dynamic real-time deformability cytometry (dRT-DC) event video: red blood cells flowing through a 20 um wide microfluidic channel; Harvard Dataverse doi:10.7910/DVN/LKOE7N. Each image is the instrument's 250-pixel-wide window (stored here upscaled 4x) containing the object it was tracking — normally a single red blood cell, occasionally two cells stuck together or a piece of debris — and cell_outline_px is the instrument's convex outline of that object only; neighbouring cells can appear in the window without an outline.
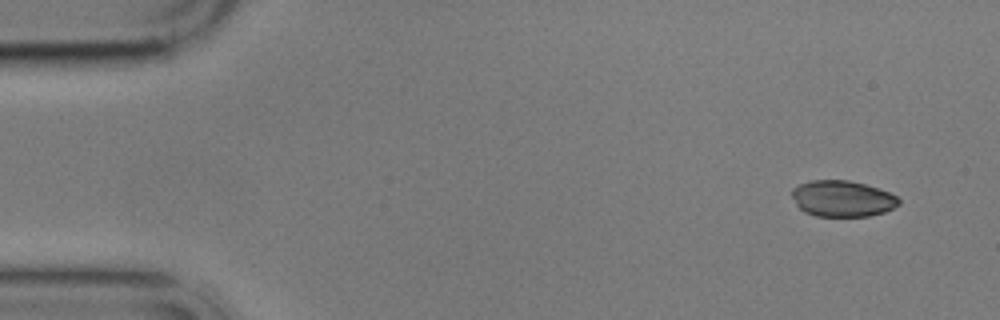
{"species": "common noctule bat (a hibernating species)", "species_latin": "Nyctalus noctula", "temperature_condition": "cold", "stored_images_in_passage": 7, "camera_frame_rate_fps": 3000, "um_per_image_px": 0.085, "animal": {"sex": "male", "body_mass_g": 17.9}, "frame": {"image": 1, "passage_image": 1, "time_ms": 0.0, "image_size_px": [1000, 320], "cell_outline_px": [[900, 204], [884, 212], [868, 216], [816, 216], [804, 212], [796, 204], [792, 196], [792, 188], [800, 184], [812, 180], [848, 180], [864, 184], [888, 192], [896, 196], [900, 200]], "centroid_in_image_um": [71.58, 16.88], "position_along_channel_um": 13.4, "area_um2": 22.37}}
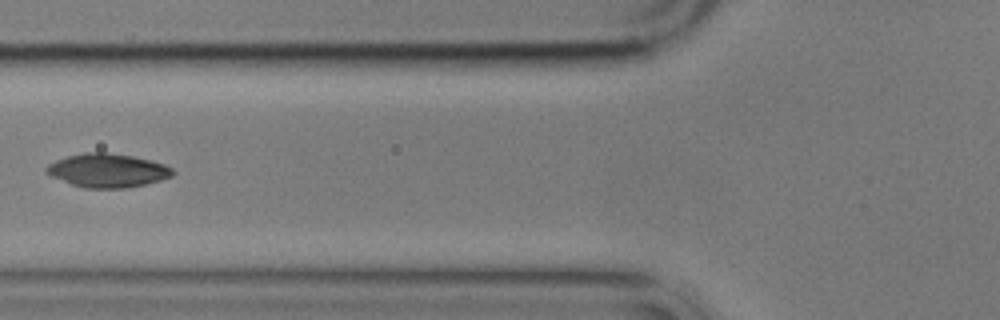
{"frame": {"image": 2, "passage_image": 6, "time_ms": 6.0, "image_size_px": [1000, 320], "cell_outline_px": [[176, 172], [172, 176], [160, 180], [128, 188], [84, 188], [72, 184], [52, 176], [44, 172], [44, 168], [48, 164], [56, 160], [68, 156], [84, 152], [104, 152], [132, 156], [152, 160], [164, 164], [172, 168]], "centroid_in_image_um": [9.14, 14.49], "position_along_channel_um": 116.7, "area_um2": 24.8}}
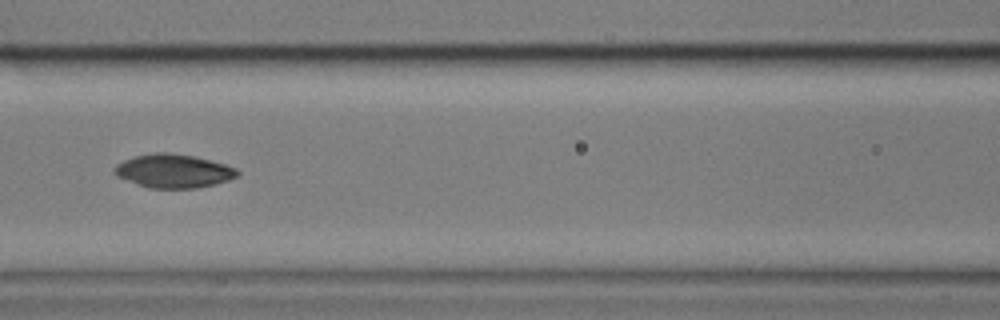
{"frame": {"image": 3, "passage_image": 7, "time_ms": 7.0, "image_size_px": [1000, 320], "cell_outline_px": [[240, 172], [236, 176], [228, 180], [216, 184], [200, 188], [148, 188], [116, 176], [112, 172], [112, 168], [116, 164], [124, 160], [136, 156], [156, 152], [168, 152], [196, 156], [224, 164], [236, 168]], "centroid_in_image_um": [14.73, 14.53], "position_along_channel_um": 151.9, "area_um2": 24.22}}